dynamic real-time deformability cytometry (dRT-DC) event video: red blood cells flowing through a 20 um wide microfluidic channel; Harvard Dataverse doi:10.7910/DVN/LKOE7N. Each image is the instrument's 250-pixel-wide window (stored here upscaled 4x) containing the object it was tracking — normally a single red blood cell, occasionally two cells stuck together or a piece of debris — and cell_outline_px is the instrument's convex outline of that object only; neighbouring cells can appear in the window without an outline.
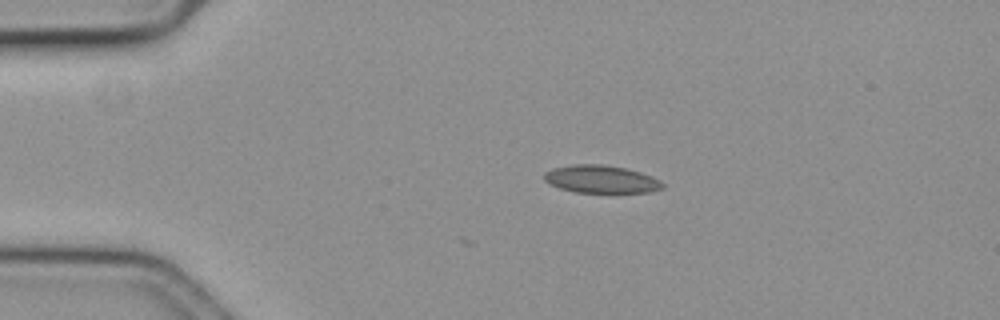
{"species": "common noctule bat (a hibernating species)", "species_latin": "Nyctalus noctula", "temperature_condition": "cold", "stored_images_in_passage": 2, "camera_frame_rate_fps": 3000, "um_per_image_px": 0.085, "animal": {"sex": "female", "body_mass_g": 19.3, "forearm_length_mm": 54.1}, "frame": {"image": 1, "passage_image": 2, "time_ms": 0.333, "image_size_px": [1000, 320], "cell_outline_px": [[664, 188], [652, 192], [572, 192], [548, 184], [544, 180], [544, 172], [552, 168], [572, 164], [604, 164], [624, 168], [640, 172], [652, 176], [660, 180], [664, 184]], "centroid_in_image_um": [51.08, 15.23], "position_along_channel_um": 33.9, "area_um2": 19.31}}